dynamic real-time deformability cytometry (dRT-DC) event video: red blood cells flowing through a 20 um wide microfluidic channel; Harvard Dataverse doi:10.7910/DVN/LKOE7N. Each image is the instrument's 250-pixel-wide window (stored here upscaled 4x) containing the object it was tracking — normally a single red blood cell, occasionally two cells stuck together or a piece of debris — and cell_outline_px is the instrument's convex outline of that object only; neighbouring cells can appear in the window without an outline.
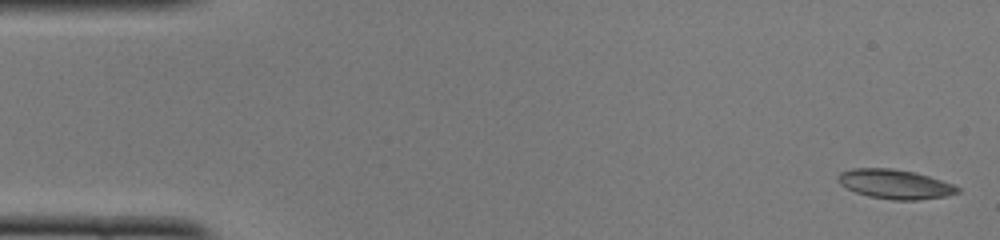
{"species": "common noctule bat (a hibernating species)", "species_latin": "Nyctalus noctula", "temperature_condition": "cold", "stored_images_in_passage": 50, "camera_frame_rate_fps": 3000, "um_per_image_px": 0.085, "animal": {"sex": "female", "body_mass_g": 22.0, "forearm_length_mm": 56.7}, "frame": {"image": 1, "passage_image": 1, "time_ms": 0.0, "image_size_px": [1000, 240], "cell_outline_px": [[960, 192], [944, 196], [916, 200], [892, 200], [868, 196], [856, 192], [840, 184], [836, 180], [836, 176], [840, 172], [852, 168], [892, 168], [912, 172], [928, 176], [952, 184], [960, 188]], "centroid_in_image_um": [76.02, 15.65], "position_along_channel_um": 9.0, "area_um2": 20.35}}
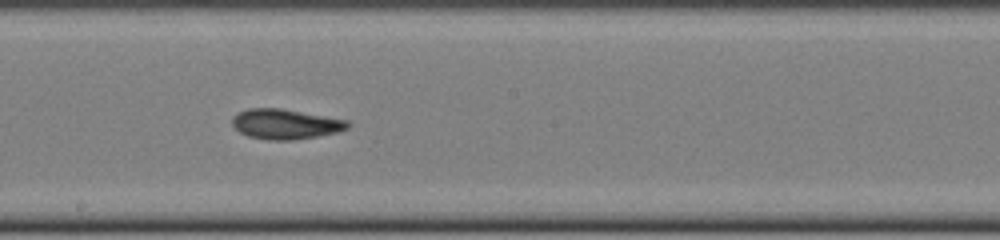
{"frame": {"image": 2, "passage_image": 27, "time_ms": 8.667, "image_size_px": [1000, 240], "cell_outline_px": [[352, 124], [348, 128], [336, 132], [316, 136], [292, 140], [272, 140], [248, 136], [240, 132], [232, 124], [232, 116], [236, 112], [248, 108], [280, 108], [348, 120]], "centroid_in_image_um": [24.24, 10.53], "position_along_channel_um": 224.0, "area_um2": 20.17}}
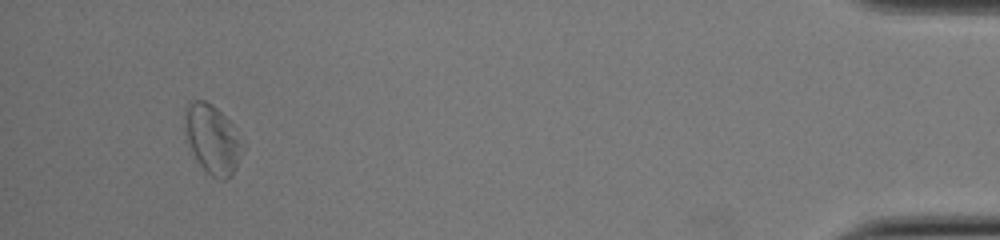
{"frame": {"image": 3, "passage_image": 47, "time_ms": 15.333, "image_size_px": [1000, 240], "cell_outline_px": [[244, 148], [232, 176], [228, 180], [220, 180], [212, 176], [196, 160], [184, 136], [184, 112], [188, 104], [192, 100], [204, 100], [212, 104], [236, 128], [244, 144]], "centroid_in_image_um": [18.05, 11.84], "position_along_channel_um": 417.1, "area_um2": 23.52}, "authors_computed_cell_mechanics": {"area_um2": 19.9699, "velocity_mm_per_s": 3.9628, "shape_relaxation_time_tau1_ms": 2.814, "shape_relaxation_time_tau2_ms": 4.027, "deformation_change_tau1": 0.1084, "deformation_change_tau2": 0.1238}}